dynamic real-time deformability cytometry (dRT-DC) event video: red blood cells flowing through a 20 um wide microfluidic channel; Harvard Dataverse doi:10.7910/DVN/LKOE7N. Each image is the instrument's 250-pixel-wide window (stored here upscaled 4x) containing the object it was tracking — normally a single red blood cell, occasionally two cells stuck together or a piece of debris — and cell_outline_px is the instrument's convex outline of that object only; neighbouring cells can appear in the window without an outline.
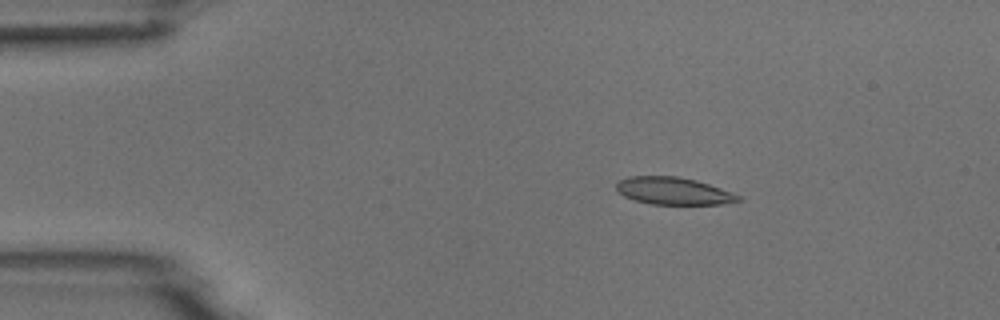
{"species": "common noctule bat (a hibernating species)", "species_latin": "Nyctalus noctula", "temperature_condition": "room temperature", "stored_images_in_passage": 2, "camera_frame_rate_fps": 3000, "um_per_image_px": 0.085, "animal": {"sex": "male", "body_mass_g": 18.8}, "frame": {"image": 1, "passage_image": 1, "time_ms": 0.0, "image_size_px": [1000, 320], "cell_outline_px": [[744, 200], [724, 204], [652, 204], [636, 200], [624, 196], [616, 188], [616, 184], [620, 180], [628, 176], [676, 176], [696, 180], [732, 192], [740, 196]], "centroid_in_image_um": [57.27, 16.23], "position_along_channel_um": 27.7, "area_um2": 19.31}}